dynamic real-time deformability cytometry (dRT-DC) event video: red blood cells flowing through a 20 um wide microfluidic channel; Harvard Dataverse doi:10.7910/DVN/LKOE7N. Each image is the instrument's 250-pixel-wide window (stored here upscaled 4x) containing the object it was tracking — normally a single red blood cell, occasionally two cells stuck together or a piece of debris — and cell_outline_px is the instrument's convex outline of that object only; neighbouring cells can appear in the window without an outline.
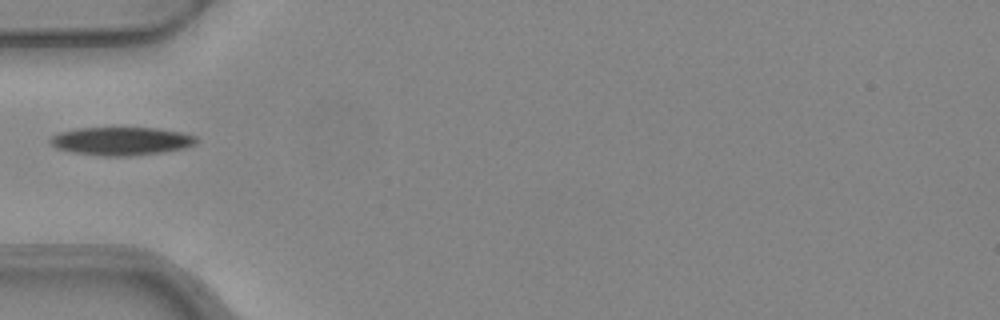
{"species": "common noctule bat (a hibernating species)", "species_latin": "Nyctalus noctula", "temperature_condition": "warm", "stored_images_in_passage": 6, "camera_frame_rate_fps": 3000, "um_per_image_px": 0.085, "animal": {"sex": "female", "body_mass_g": 24.6, "forearm_length_mm": 56.2}, "frame": {"image": 1, "passage_image": 5, "time_ms": 1.333, "image_size_px": [1000, 320], "cell_outline_px": [[196, 144], [184, 148], [160, 152], [132, 156], [100, 156], [72, 152], [56, 148], [48, 140], [52, 136], [60, 132], [76, 128], [156, 128], [180, 132], [196, 136]], "centroid_in_image_um": [10.28, 12.0], "position_along_channel_um": 74.7, "area_um2": 23.93}}
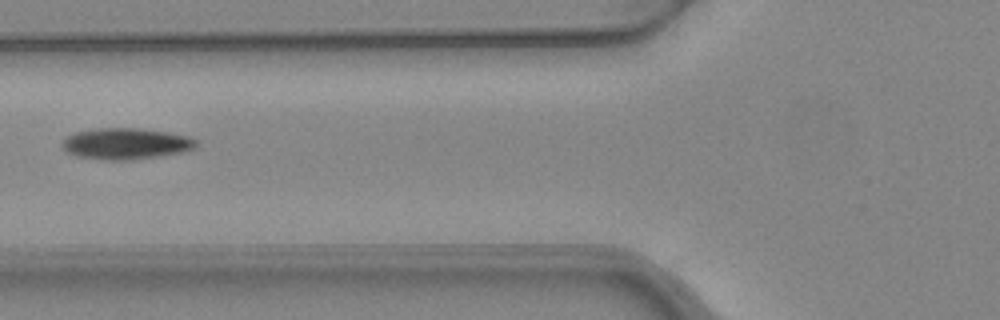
{"frame": {"image": 2, "passage_image": 6, "time_ms": 1.667, "image_size_px": [1000, 320], "cell_outline_px": [[200, 144], [196, 148], [180, 152], [132, 160], [104, 160], [76, 156], [68, 152], [60, 144], [68, 136], [76, 132], [96, 128], [140, 128], [168, 132], [188, 136], [196, 140]], "centroid_in_image_um": [10.72, 12.21], "position_along_channel_um": 115.1, "area_um2": 24.39}}